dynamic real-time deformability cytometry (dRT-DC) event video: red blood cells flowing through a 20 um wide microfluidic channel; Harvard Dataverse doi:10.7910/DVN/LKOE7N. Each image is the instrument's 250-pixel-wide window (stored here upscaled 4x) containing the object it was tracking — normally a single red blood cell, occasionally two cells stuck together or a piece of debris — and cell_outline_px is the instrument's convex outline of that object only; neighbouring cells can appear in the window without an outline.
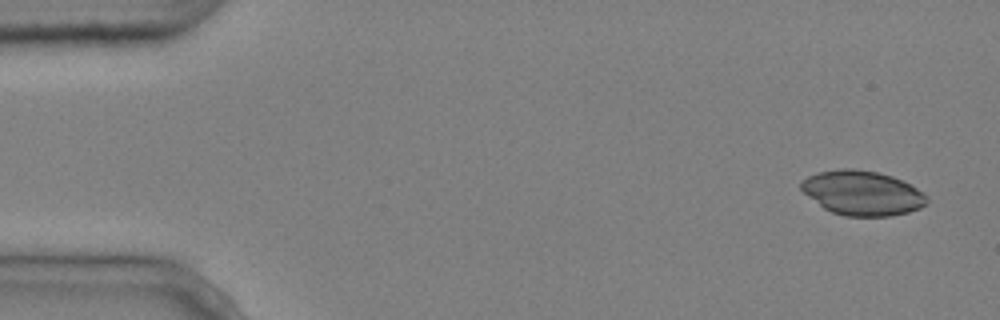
{"species": "common noctule bat (a hibernating species)", "species_latin": "Nyctalus noctula", "temperature_condition": "cold", "stored_images_in_passage": 5, "camera_frame_rate_fps": 3000, "um_per_image_px": 0.085, "animal": {"sex": "male", "body_mass_g": 20.4}, "frame": {"image": 1, "passage_image": 1, "time_ms": 0.0, "image_size_px": [1000, 320], "cell_outline_px": [[928, 200], [920, 208], [908, 212], [892, 216], [844, 216], [832, 212], [824, 208], [808, 196], [800, 188], [800, 180], [808, 176], [820, 172], [840, 168], [856, 168], [876, 172], [892, 176], [924, 192]], "centroid_in_image_um": [73.27, 16.4], "position_along_channel_um": 11.7, "area_um2": 32.54}}